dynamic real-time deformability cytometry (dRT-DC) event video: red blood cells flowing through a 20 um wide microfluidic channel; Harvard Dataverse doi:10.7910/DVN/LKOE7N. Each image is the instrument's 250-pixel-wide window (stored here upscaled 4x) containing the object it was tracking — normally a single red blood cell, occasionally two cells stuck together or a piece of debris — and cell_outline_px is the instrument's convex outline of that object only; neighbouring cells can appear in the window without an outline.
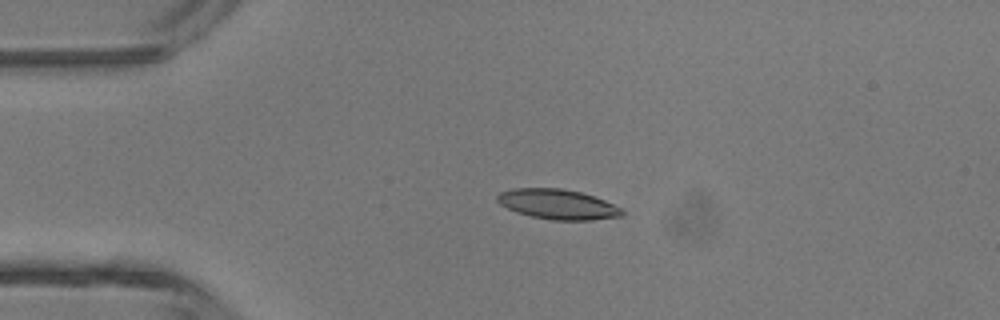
{"species": "common noctule bat (a hibernating species)", "species_latin": "Nyctalus noctula", "temperature_condition": "room temperature", "stored_images_in_passage": 2, "camera_frame_rate_fps": 3000, "um_per_image_px": 0.085, "animal": {"sex": "male", "body_mass_g": 13.3}, "frame": {"image": 1, "passage_image": 2, "time_ms": 0.333, "image_size_px": [1000, 320], "cell_outline_px": [[624, 216], [592, 220], [552, 220], [532, 216], [516, 212], [500, 204], [496, 200], [496, 196], [500, 192], [512, 188], [560, 188], [580, 192], [604, 200], [624, 208]], "centroid_in_image_um": [47.43, 17.36], "position_along_channel_um": 37.6, "area_um2": 21.91}}